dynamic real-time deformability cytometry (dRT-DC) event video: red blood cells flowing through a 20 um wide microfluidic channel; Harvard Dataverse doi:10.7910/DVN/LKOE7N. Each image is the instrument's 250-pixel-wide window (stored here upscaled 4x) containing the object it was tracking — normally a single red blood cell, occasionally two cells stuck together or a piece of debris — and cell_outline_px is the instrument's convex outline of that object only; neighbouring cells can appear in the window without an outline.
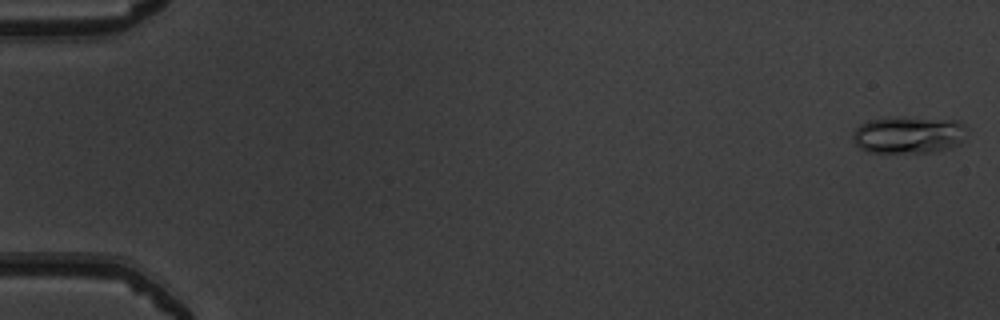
{"species": "common noctule bat (a hibernating species)", "species_latin": "Nyctalus noctula", "temperature_condition": "warm", "stored_images_in_passage": 52, "camera_frame_rate_fps": 3000, "um_per_image_px": 0.085, "animal": {"sex": "male", "body_mass_g": 19.5, "forearm_length_mm": 54.6}, "frame": {"image": 1, "passage_image": 1, "time_ms": 0.0, "image_size_px": [1000, 320], "cell_outline_px": [[968, 128], [960, 144], [952, 148], [932, 152], [868, 152], [860, 148], [852, 140], [852, 132], [860, 124], [868, 120], [960, 120]], "centroid_in_image_um": [77.25, 11.52], "position_along_channel_um": 7.8, "area_um2": 23.87}}
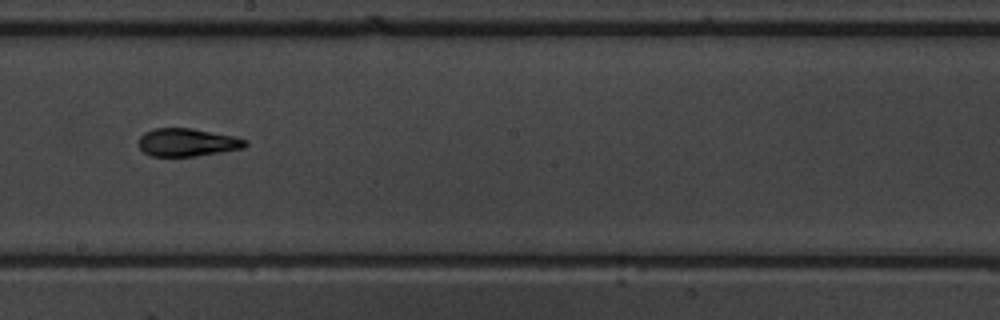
{"frame": {"image": 2, "passage_image": 30, "time_ms": 9.667, "image_size_px": [1000, 320], "cell_outline_px": [[248, 144], [244, 148], [196, 156], [152, 156], [144, 152], [140, 148], [140, 136], [144, 132], [152, 128], [192, 128], [232, 136], [248, 140]], "centroid_in_image_um": [15.92, 12.1], "position_along_channel_um": 232.3, "area_um2": 17.28}}
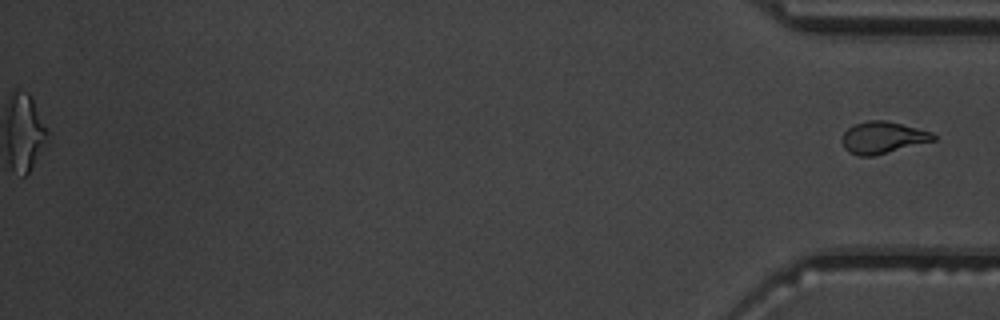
{"frame": {"image": 3, "passage_image": 52, "time_ms": 17.0, "image_size_px": [1000, 320], "cell_outline_px": [[936, 140], [872, 156], [860, 156], [848, 152], [844, 148], [840, 140], [844, 132], [852, 124], [868, 120], [888, 120], [932, 132], [936, 136]], "centroid_in_image_um": [75.0, 11.68], "position_along_channel_um": 360.2, "area_um2": 17.11}}